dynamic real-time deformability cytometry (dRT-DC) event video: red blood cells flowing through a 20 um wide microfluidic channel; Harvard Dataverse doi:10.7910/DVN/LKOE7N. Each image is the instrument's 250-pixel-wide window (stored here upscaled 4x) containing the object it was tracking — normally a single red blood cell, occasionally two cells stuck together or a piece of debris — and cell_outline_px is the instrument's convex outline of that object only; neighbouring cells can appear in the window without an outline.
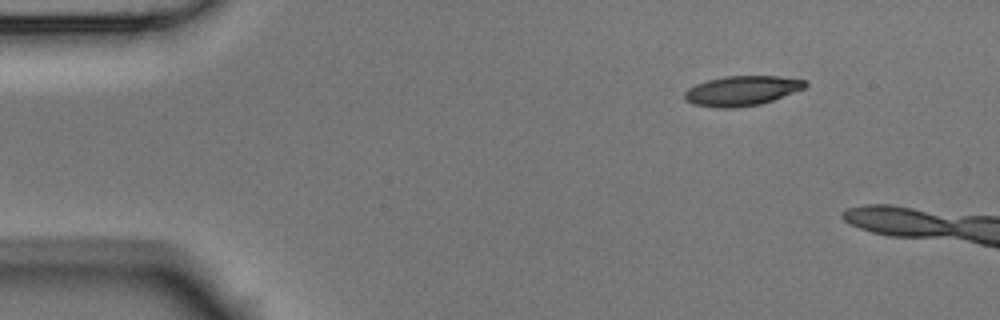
{"species": "Egyptian fruit bat (a non-hibernating species)", "species_latin": "Rousettus aegyptiacus", "temperature_condition": "room temperature", "stored_images_in_passage": 2, "camera_frame_rate_fps": 3000, "um_per_image_px": 0.085, "animal": {"sex": "male"}, "frame": {"image": 1, "passage_image": 1, "time_ms": 0.0, "image_size_px": [1000, 320], "cell_outline_px": [[808, 84], [804, 88], [772, 100], [760, 104], [732, 108], [716, 108], [696, 104], [684, 100], [684, 92], [688, 88], [696, 84], [708, 80], [724, 76], [780, 76], [808, 80]], "centroid_in_image_um": [63.06, 7.7], "position_along_channel_um": 21.9, "area_um2": 20.92}}